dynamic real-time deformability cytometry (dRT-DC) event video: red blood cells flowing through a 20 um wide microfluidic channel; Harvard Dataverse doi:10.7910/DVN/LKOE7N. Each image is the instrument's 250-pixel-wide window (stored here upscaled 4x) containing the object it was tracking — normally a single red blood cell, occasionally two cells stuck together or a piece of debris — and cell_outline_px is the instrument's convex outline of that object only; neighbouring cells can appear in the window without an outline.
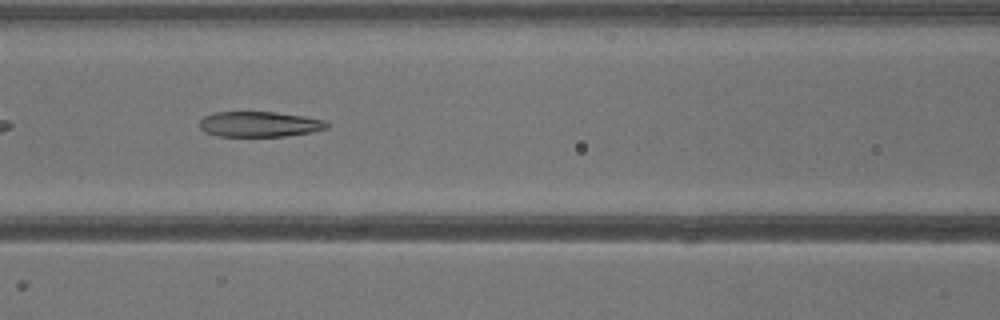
{"species": "common noctule bat (a hibernating species)", "species_latin": "Nyctalus noctula", "temperature_condition": "warm", "stored_images_in_passage": 19, "camera_frame_rate_fps": 3000, "um_per_image_px": 0.085, "animal": {"sex": "male", "body_mass_g": 13.3}, "frame": {"image": 1, "passage_image": 9, "time_ms": 2.667, "image_size_px": [1000, 320], "cell_outline_px": [[328, 128], [312, 132], [284, 136], [216, 136], [204, 132], [200, 128], [200, 120], [204, 116], [216, 112], [276, 112], [304, 116], [324, 120], [328, 124]], "centroid_in_image_um": [22.04, 10.56], "position_along_channel_um": 144.6, "area_um2": 18.84}}
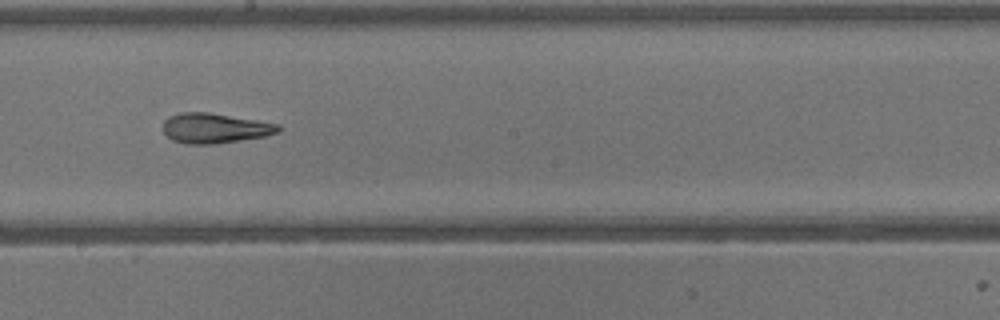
{"frame": {"image": 2, "passage_image": 14, "time_ms": 4.333, "image_size_px": [1000, 320], "cell_outline_px": [[280, 132], [264, 136], [216, 144], [184, 144], [172, 140], [164, 132], [164, 120], [168, 116], [180, 112], [208, 112], [280, 124]], "centroid_in_image_um": [18.24, 10.89], "position_along_channel_um": 230.0, "area_um2": 20.17}}
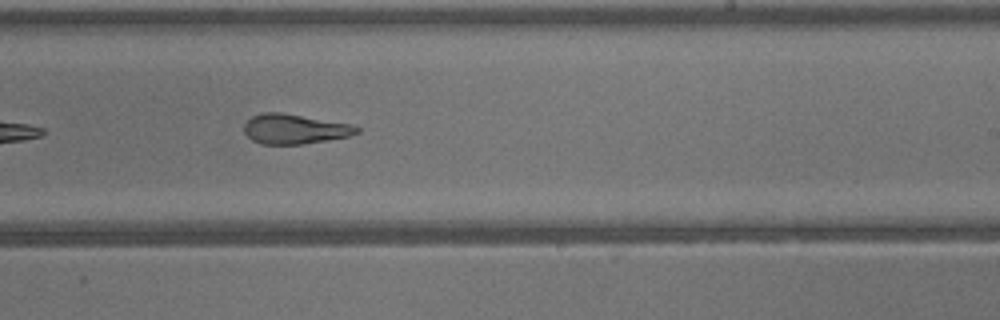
{"frame": {"image": 3, "passage_image": 16, "time_ms": 5.0, "image_size_px": [1000, 320], "cell_outline_px": [[360, 132], [348, 136], [304, 144], [260, 144], [252, 140], [244, 132], [244, 124], [252, 116], [264, 112], [284, 112], [352, 124], [360, 128]], "centroid_in_image_um": [25.04, 10.95], "position_along_channel_um": 264.0, "area_um2": 19.71}}